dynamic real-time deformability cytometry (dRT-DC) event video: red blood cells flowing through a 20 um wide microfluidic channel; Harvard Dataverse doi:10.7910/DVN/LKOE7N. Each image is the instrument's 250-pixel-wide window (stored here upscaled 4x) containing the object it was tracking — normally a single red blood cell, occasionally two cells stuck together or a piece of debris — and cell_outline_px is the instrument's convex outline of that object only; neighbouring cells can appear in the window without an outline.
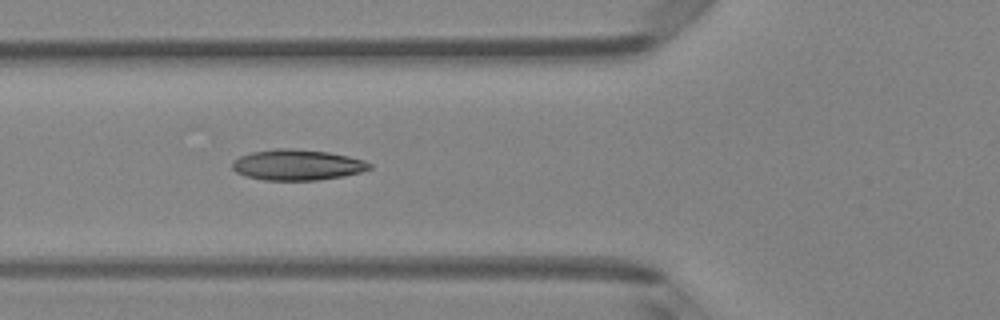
{"species": "Egyptian fruit bat (a non-hibernating species)", "species_latin": "Rousettus aegyptiacus", "temperature_condition": "room temperature", "stored_images_in_passage": 4, "camera_frame_rate_fps": 3000, "um_per_image_px": 0.085, "animal": {"sex": "female"}, "frame": {"image": 1, "passage_image": 2, "time_ms": 1.0, "image_size_px": [1000, 320], "cell_outline_px": [[372, 168], [360, 172], [344, 176], [316, 180], [264, 180], [244, 176], [236, 172], [232, 168], [232, 164], [240, 156], [252, 152], [276, 148], [292, 148], [328, 152], [348, 156], [364, 160], [372, 164]], "centroid_in_image_um": [25.28, 14.01], "position_along_channel_um": 100.5, "area_um2": 24.57}}
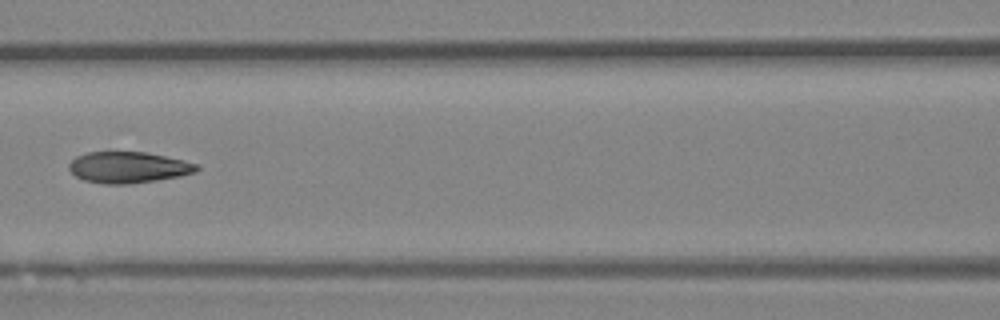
{"frame": {"image": 2, "passage_image": 3, "time_ms": 2.333, "image_size_px": [1000, 320], "cell_outline_px": [[200, 168], [196, 172], [180, 176], [156, 180], [128, 184], [104, 184], [84, 180], [76, 176], [68, 168], [68, 164], [76, 156], [88, 152], [148, 152], [184, 160], [196, 164]], "centroid_in_image_um": [10.91, 14.22], "position_along_channel_um": 155.7, "area_um2": 23.24}}
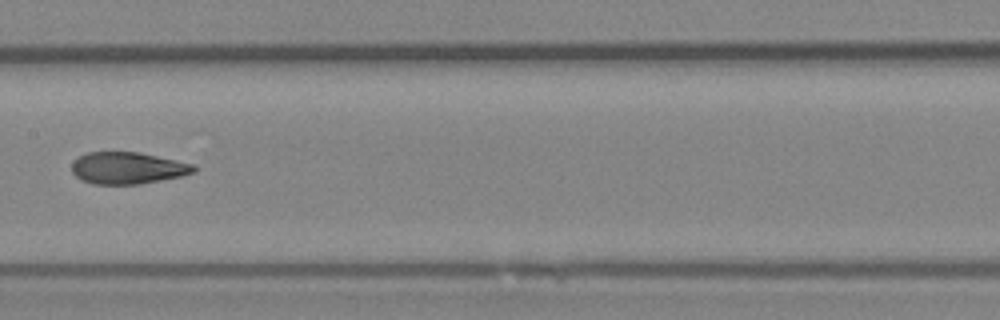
{"frame": {"image": 3, "passage_image": 4, "time_ms": 3.333, "image_size_px": [1000, 320], "cell_outline_px": [[196, 172], [180, 176], [140, 184], [92, 184], [80, 180], [72, 172], [72, 164], [80, 156], [88, 152], [140, 152], [192, 164], [196, 168]], "centroid_in_image_um": [10.83, 14.29], "position_along_channel_um": 196.6, "area_um2": 22.48}}